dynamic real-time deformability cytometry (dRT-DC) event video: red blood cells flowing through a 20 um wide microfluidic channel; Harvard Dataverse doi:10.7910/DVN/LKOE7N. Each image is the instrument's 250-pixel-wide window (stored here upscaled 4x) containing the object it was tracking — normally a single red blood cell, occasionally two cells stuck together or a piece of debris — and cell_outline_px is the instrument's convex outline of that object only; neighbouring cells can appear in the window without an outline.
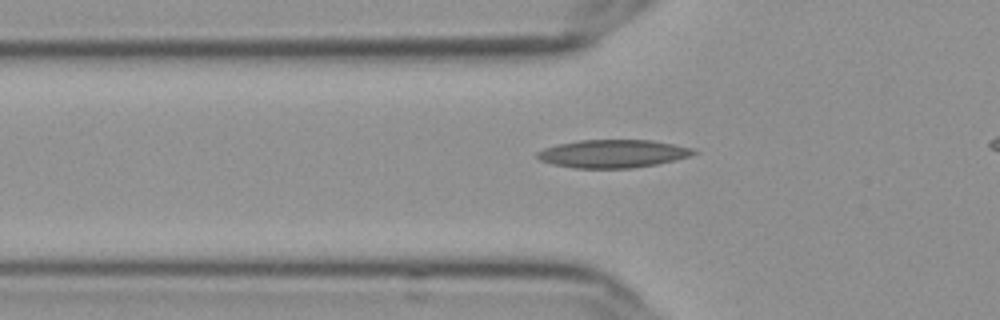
{"species": "Egyptian fruit bat (a non-hibernating species)", "species_latin": "Rousettus aegyptiacus", "temperature_condition": "cold", "stored_images_in_passage": 35, "camera_frame_rate_fps": 3000, "um_per_image_px": 0.085, "frame": {"image": 1, "passage_image": 4, "time_ms": 1.0, "image_size_px": [1000, 320], "cell_outline_px": [[700, 152], [688, 156], [656, 164], [632, 168], [572, 168], [552, 164], [540, 160], [536, 156], [536, 152], [544, 148], [556, 144], [580, 140], [652, 140], [692, 148]], "centroid_in_image_um": [52.05, 13.06], "position_along_channel_um": 73.8, "area_um2": 25.49}}
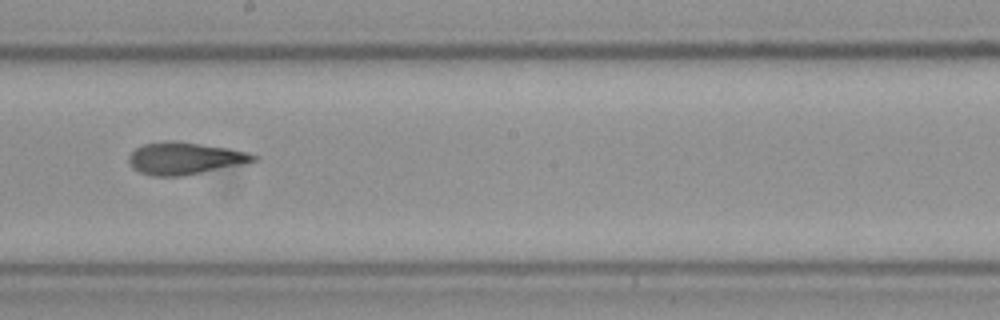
{"frame": {"image": 2, "passage_image": 17, "time_ms": 5.333, "image_size_px": [1000, 320], "cell_outline_px": [[260, 156], [256, 160], [244, 164], [184, 176], [152, 176], [140, 172], [132, 168], [128, 160], [128, 156], [136, 148], [144, 144], [168, 140], [172, 140], [200, 144], [248, 152]], "centroid_in_image_um": [15.7, 13.47], "position_along_channel_um": 232.5, "area_um2": 23.35}}
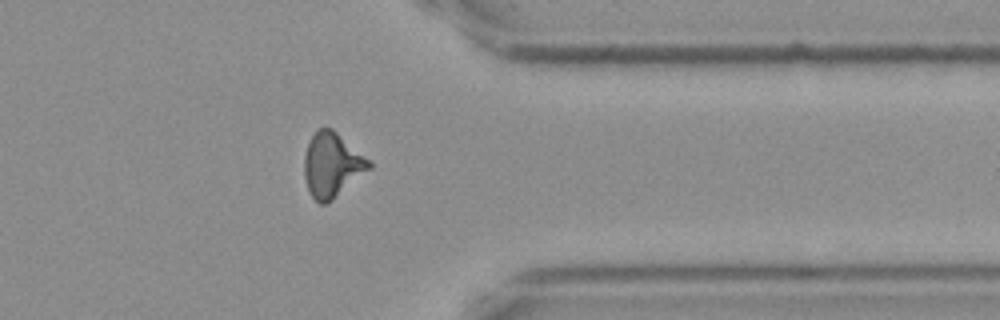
{"frame": {"image": 3, "passage_image": 30, "time_ms": 9.667, "image_size_px": [1000, 320], "cell_outline_px": [[372, 168], [332, 200], [324, 204], [320, 204], [308, 192], [304, 176], [304, 156], [308, 144], [316, 128], [324, 124], [332, 128], [368, 160], [372, 164]], "centroid_in_image_um": [28.19, 14.01], "position_along_channel_um": 383.2, "area_um2": 24.33}}